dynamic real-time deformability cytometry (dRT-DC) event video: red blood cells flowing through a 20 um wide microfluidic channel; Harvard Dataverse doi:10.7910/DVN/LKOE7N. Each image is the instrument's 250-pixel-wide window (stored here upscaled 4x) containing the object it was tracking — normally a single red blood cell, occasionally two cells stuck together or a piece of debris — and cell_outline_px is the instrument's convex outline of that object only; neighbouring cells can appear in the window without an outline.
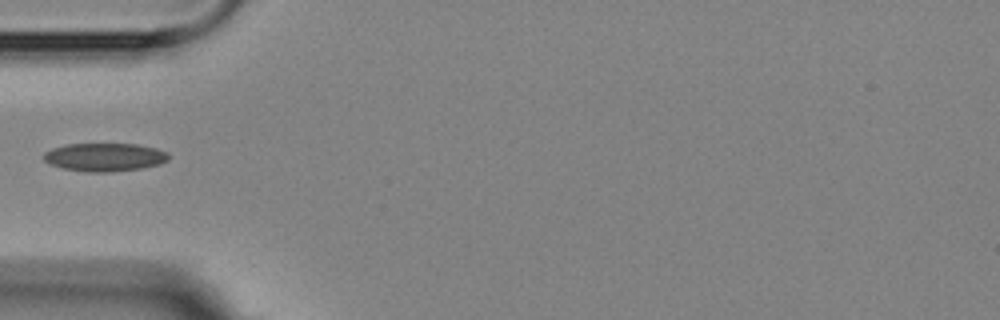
{"species": "Egyptian fruit bat (a non-hibernating species)", "species_latin": "Rousettus aegyptiacus", "temperature_condition": "room temperature", "stored_images_in_passage": 2, "camera_frame_rate_fps": 3000, "um_per_image_px": 0.085, "animal": {"sex": "female"}, "frame": {"image": 1, "passage_image": 1, "time_ms": 0.0, "image_size_px": [1000, 320], "cell_outline_px": [[168, 160], [160, 164], [144, 168], [112, 172], [84, 172], [64, 168], [48, 164], [44, 160], [44, 152], [52, 148], [68, 144], [136, 144], [156, 148], [168, 152]], "centroid_in_image_um": [8.9, 13.36], "position_along_channel_um": 76.1, "area_um2": 20.69}}
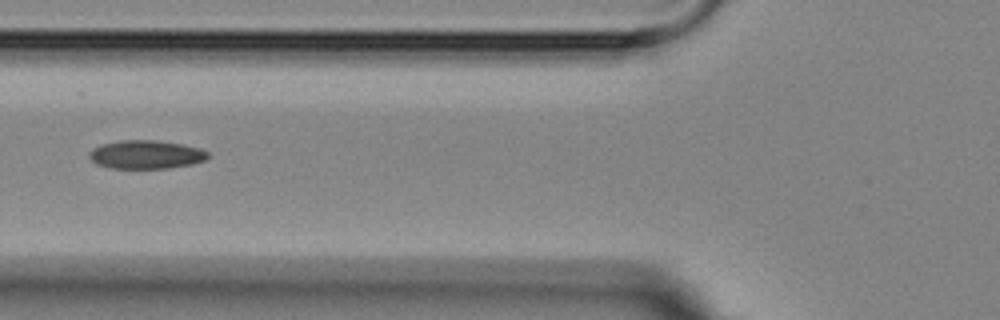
{"frame": {"image": 2, "passage_image": 2, "time_ms": 1.0, "image_size_px": [1000, 320], "cell_outline_px": [[212, 156], [204, 160], [192, 164], [168, 168], [112, 168], [96, 164], [88, 156], [88, 152], [92, 148], [104, 144], [120, 140], [156, 140], [184, 144], [200, 148], [208, 152]], "centroid_in_image_um": [12.43, 13.13], "position_along_channel_um": 113.4, "area_um2": 19.83}}